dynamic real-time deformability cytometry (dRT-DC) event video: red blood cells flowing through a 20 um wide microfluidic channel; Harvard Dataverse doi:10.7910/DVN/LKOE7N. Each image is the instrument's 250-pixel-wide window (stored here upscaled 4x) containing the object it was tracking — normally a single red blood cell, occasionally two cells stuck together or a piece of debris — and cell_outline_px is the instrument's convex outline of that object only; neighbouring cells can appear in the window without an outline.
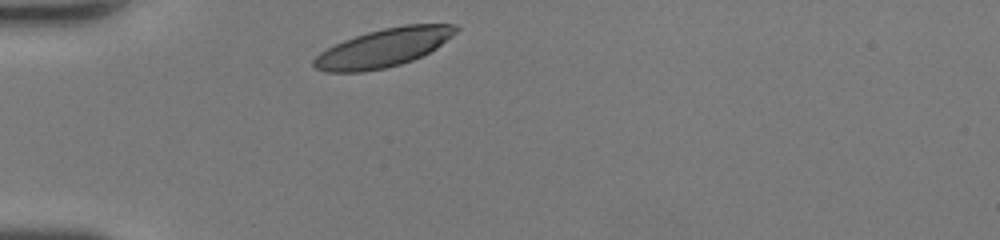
{"species": "human", "species_latin": "Homo sapiens", "temperature_condition": "room temperature", "stored_images_in_passage": 26, "camera_frame_rate_fps": 3000, "um_per_image_px": 0.085, "donor": {"sex": "female"}, "frame": {"image": 1, "passage_image": 1, "time_ms": 0.0, "image_size_px": [1000, 240], "cell_outline_px": [[460, 28], [452, 36], [436, 48], [412, 60], [400, 64], [384, 68], [364, 72], [328, 72], [316, 68], [312, 64], [312, 60], [320, 52], [344, 40], [368, 32], [384, 28], [404, 24], [456, 24]], "centroid_in_image_um": [32.6, 4.06], "position_along_channel_um": 52.4, "area_um2": 31.44}}
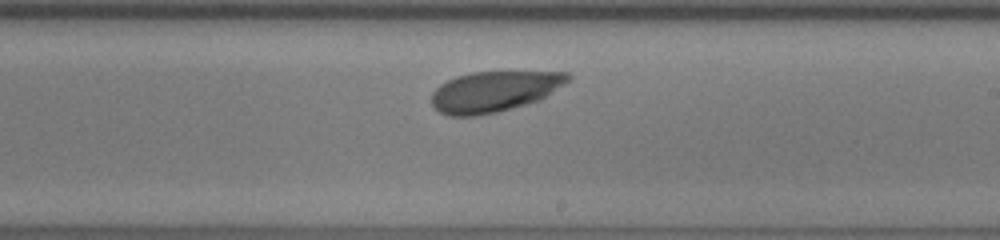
{"frame": {"image": 2, "passage_image": 16, "time_ms": 5.0, "image_size_px": [1000, 240], "cell_outline_px": [[572, 80], [540, 100], [496, 112], [476, 116], [448, 116], [432, 108], [432, 92], [440, 84], [456, 76], [472, 72], [568, 72], [572, 76]], "centroid_in_image_um": [42.01, 7.77], "position_along_channel_um": 247.0, "area_um2": 32.43}}
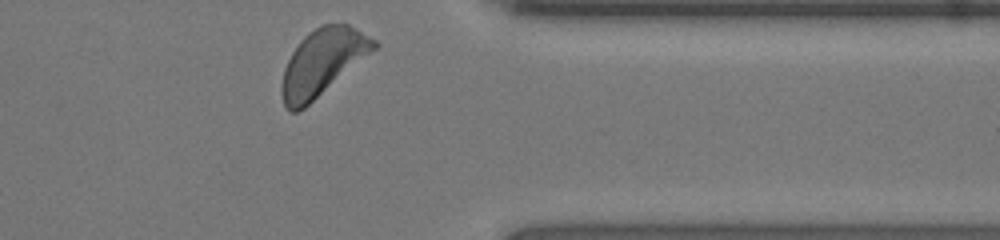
{"frame": {"image": 3, "passage_image": 26, "time_ms": 8.333, "image_size_px": [1000, 240], "cell_outline_px": [[380, 44], [376, 48], [304, 108], [296, 112], [288, 112], [284, 108], [280, 92], [280, 88], [284, 68], [292, 52], [300, 40], [308, 32], [324, 24], [348, 24], [376, 40]], "centroid_in_image_um": [27.36, 5.31], "position_along_channel_um": 384.0, "area_um2": 35.26}, "authors_computed_cell_mechanics": {"area_um2": 32.946, "velocity_mm_per_s": 4.3124, "shape_relaxation_time_tau1_ms": 1.4835, "shape_relaxation_time_tau2_ms": 3.4014, "deformation_change_tau1": 0.1035, "deformation_change_tau2": 0.1188}}